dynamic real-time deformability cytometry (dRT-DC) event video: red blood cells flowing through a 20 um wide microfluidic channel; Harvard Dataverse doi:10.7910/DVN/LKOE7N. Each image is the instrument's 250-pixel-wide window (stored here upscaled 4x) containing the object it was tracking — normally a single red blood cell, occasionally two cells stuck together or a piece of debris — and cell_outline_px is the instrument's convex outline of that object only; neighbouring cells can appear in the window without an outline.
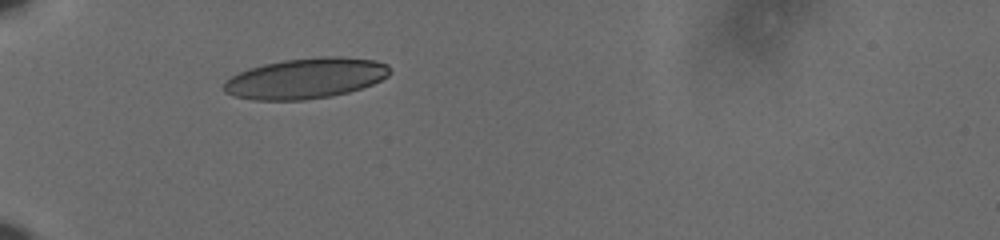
{"species": "human", "species_latin": "Homo sapiens", "temperature_condition": "cold", "stored_images_in_passage": 33, "camera_frame_rate_fps": 3000, "um_per_image_px": 0.085, "donor": {"sex": "male"}, "frame": {"image": 1, "passage_image": 1, "time_ms": 0.0, "image_size_px": [1000, 240], "cell_outline_px": [[392, 72], [388, 76], [372, 84], [348, 92], [332, 96], [304, 100], [252, 100], [236, 96], [224, 92], [224, 84], [232, 76], [248, 68], [264, 64], [284, 60], [324, 56], [340, 56], [376, 60], [388, 64]], "centroid_in_image_um": [26.02, 6.65], "position_along_channel_um": 59.0, "area_um2": 39.19}}
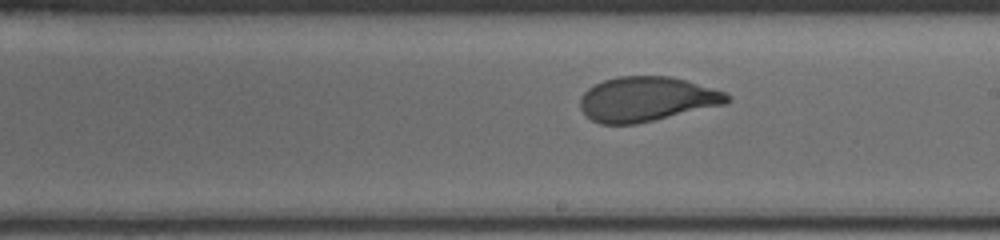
{"frame": {"image": 2, "passage_image": 17, "time_ms": 5.333, "image_size_px": [1000, 240], "cell_outline_px": [[732, 100], [724, 104], [636, 124], [600, 124], [592, 120], [580, 108], [580, 96], [588, 88], [604, 80], [616, 76], [672, 76], [724, 92], [732, 96]], "centroid_in_image_um": [54.95, 8.42], "position_along_channel_um": 234.1, "area_um2": 38.03}}
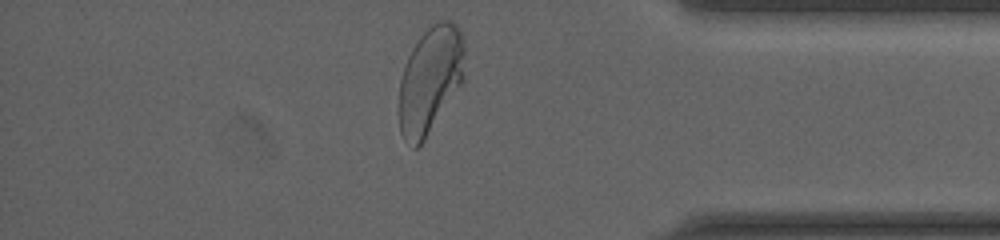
{"frame": {"image": 3, "passage_image": 32, "time_ms": 10.333, "image_size_px": [1000, 240], "cell_outline_px": [[464, 80], [424, 140], [416, 148], [412, 148], [404, 140], [400, 132], [400, 80], [408, 56], [412, 48], [420, 36], [432, 24], [440, 20], [448, 20], [456, 24], [460, 28], [464, 44]], "centroid_in_image_um": [36.58, 6.77], "position_along_channel_um": 398.6, "area_um2": 40.69}, "authors_computed_cell_mechanics": {"area_um2": 38.9572, "velocity_mm_per_s": 3.6133, "shape_relaxation_time_tau1_ms": 5.0356, "shape_relaxation_time_tau2_ms": null, "deformation_change_tau1": 0.1641, "deformation_change_tau2": null}}